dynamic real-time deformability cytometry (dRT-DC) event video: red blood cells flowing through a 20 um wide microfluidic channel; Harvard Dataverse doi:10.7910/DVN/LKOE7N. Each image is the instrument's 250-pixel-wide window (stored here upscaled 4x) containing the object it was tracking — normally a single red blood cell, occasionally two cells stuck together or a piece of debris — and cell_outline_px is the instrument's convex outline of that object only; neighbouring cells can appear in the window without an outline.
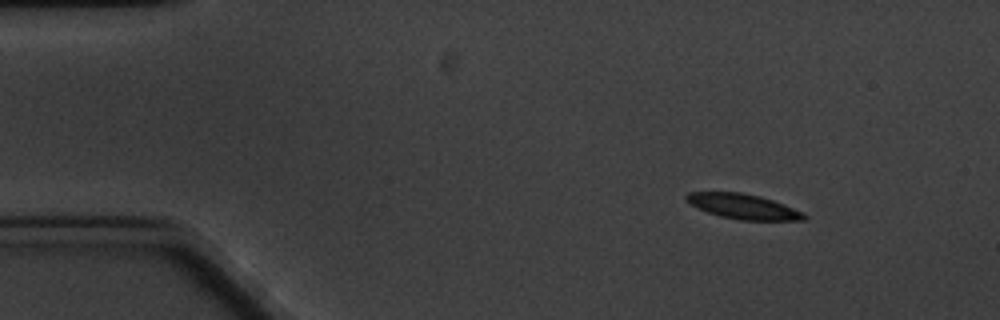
{"species": "common noctule bat (a hibernating species)", "species_latin": "Nyctalus noctula", "temperature_condition": "cold", "stored_images_in_passage": 3, "camera_frame_rate_fps": 3000, "um_per_image_px": 0.085, "animal": {"sex": "male", "body_mass_g": 20.1, "forearm_length_mm": 53.5}, "frame": {"image": 1, "passage_image": 1, "time_ms": 0.0, "image_size_px": [1000, 320], "cell_outline_px": [[808, 216], [804, 220], [740, 220], [720, 216], [696, 208], [684, 200], [684, 196], [688, 192], [740, 192], [760, 196], [772, 200], [792, 208]], "centroid_in_image_um": [63.09, 17.54], "position_along_channel_um": 21.9, "area_um2": 17.05}}
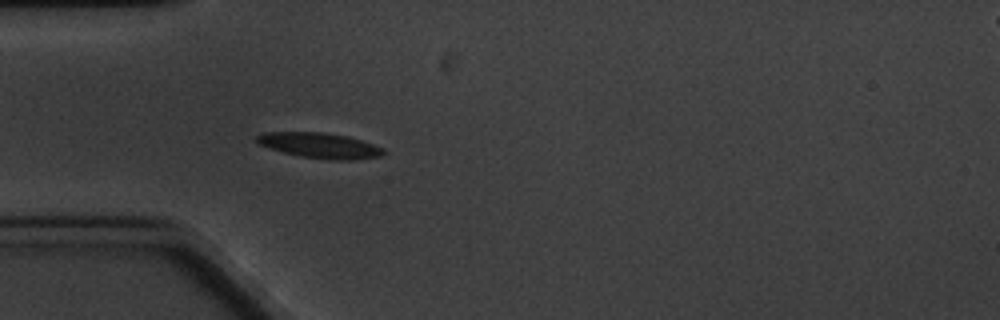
{"frame": {"image": 2, "passage_image": 3, "time_ms": 3.333, "image_size_px": [1000, 320], "cell_outline_px": [[384, 152], [380, 156], [352, 160], [328, 160], [300, 156], [268, 148], [260, 144], [256, 140], [256, 136], [264, 132], [320, 132], [348, 136], [384, 148]], "centroid_in_image_um": [27.17, 12.37], "position_along_channel_um": 57.8, "area_um2": 18.61}}